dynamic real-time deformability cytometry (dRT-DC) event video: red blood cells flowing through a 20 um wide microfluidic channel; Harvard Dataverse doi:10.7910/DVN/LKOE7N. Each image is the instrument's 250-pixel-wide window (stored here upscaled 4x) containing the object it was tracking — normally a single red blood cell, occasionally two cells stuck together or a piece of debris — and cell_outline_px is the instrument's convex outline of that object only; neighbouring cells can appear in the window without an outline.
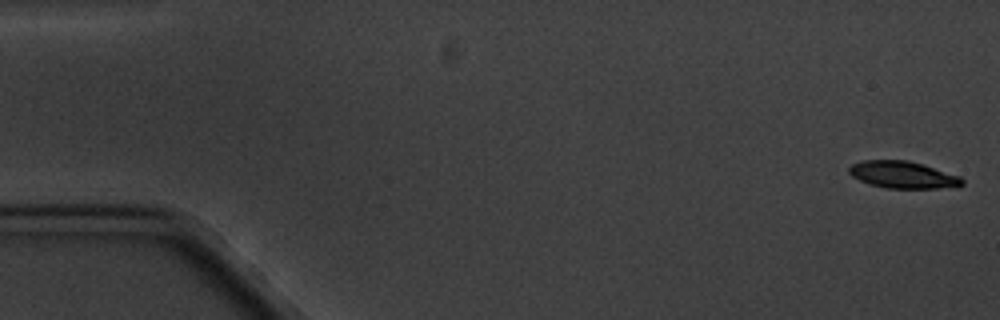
{"species": "common noctule bat (a hibernating species)", "species_latin": "Nyctalus noctula", "temperature_condition": "cold", "stored_images_in_passage": 4, "camera_frame_rate_fps": 3000, "um_per_image_px": 0.085, "animal": {"sex": "male", "body_mass_g": 20.1, "forearm_length_mm": 53.5}, "frame": {"image": 1, "passage_image": 1, "time_ms": 0.0, "image_size_px": [1000, 320], "cell_outline_px": [[964, 184], [936, 188], [888, 188], [872, 184], [860, 180], [852, 176], [848, 172], [848, 168], [852, 164], [864, 160], [908, 160], [960, 176], [964, 180]], "centroid_in_image_um": [76.71, 14.84], "position_along_channel_um": 8.3, "area_um2": 17.46}}
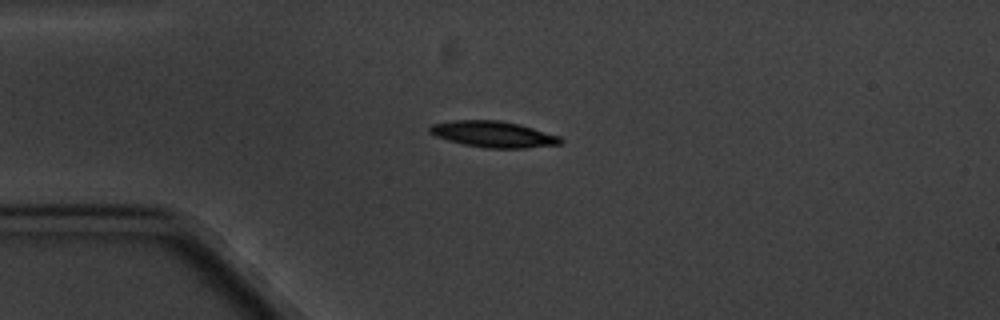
{"frame": {"image": 2, "passage_image": 4, "time_ms": 4.333, "image_size_px": [1000, 320], "cell_outline_px": [[564, 140], [560, 144], [524, 148], [488, 148], [464, 144], [448, 140], [436, 136], [428, 132], [428, 128], [432, 124], [456, 120], [500, 120], [520, 124], [560, 136]], "centroid_in_image_um": [41.95, 11.4], "position_along_channel_um": 43.1, "area_um2": 19.88}}